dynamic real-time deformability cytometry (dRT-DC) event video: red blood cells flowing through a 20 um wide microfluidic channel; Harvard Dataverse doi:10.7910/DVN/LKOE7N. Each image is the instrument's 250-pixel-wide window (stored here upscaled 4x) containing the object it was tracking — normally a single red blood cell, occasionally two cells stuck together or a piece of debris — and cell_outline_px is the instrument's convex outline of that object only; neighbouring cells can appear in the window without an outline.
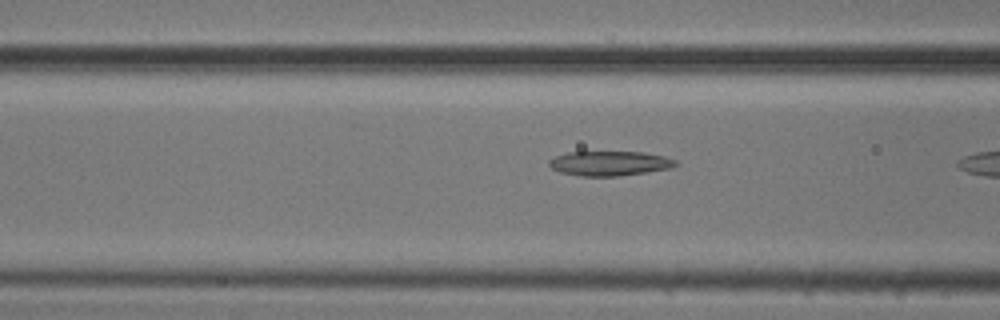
{"species": "common noctule bat (a hibernating species)", "species_latin": "Nyctalus noctula", "temperature_condition": "cold", "stored_images_in_passage": 11, "camera_frame_rate_fps": 3000, "um_per_image_px": 0.085, "animal": {"sex": "male", "body_mass_g": 20.5, "forearm_length_mm": 52.5}, "frame": {"image": 1, "passage_image": 10, "time_ms": 3.0, "image_size_px": [1000, 320], "cell_outline_px": [[676, 164], [672, 168], [648, 172], [616, 176], [580, 176], [560, 172], [552, 168], [548, 164], [548, 160], [556, 156], [568, 152], [640, 152], [664, 156], [676, 160]], "centroid_in_image_um": [51.8, 13.89], "position_along_channel_um": 114.8, "area_um2": 18.09}}